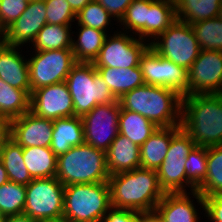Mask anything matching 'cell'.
I'll return each instance as SVG.
<instances>
[{
    "label": "cell",
    "mask_w": 222,
    "mask_h": 222,
    "mask_svg": "<svg viewBox=\"0 0 222 222\" xmlns=\"http://www.w3.org/2000/svg\"><path fill=\"white\" fill-rule=\"evenodd\" d=\"M138 222H163V219L156 211L143 212L138 214Z\"/></svg>",
    "instance_id": "cell-43"
},
{
    "label": "cell",
    "mask_w": 222,
    "mask_h": 222,
    "mask_svg": "<svg viewBox=\"0 0 222 222\" xmlns=\"http://www.w3.org/2000/svg\"><path fill=\"white\" fill-rule=\"evenodd\" d=\"M26 203V185L8 181L0 186V210L8 216L20 215Z\"/></svg>",
    "instance_id": "cell-35"
},
{
    "label": "cell",
    "mask_w": 222,
    "mask_h": 222,
    "mask_svg": "<svg viewBox=\"0 0 222 222\" xmlns=\"http://www.w3.org/2000/svg\"><path fill=\"white\" fill-rule=\"evenodd\" d=\"M64 188L56 177L33 179L26 185L23 214L37 222L62 219Z\"/></svg>",
    "instance_id": "cell-7"
},
{
    "label": "cell",
    "mask_w": 222,
    "mask_h": 222,
    "mask_svg": "<svg viewBox=\"0 0 222 222\" xmlns=\"http://www.w3.org/2000/svg\"><path fill=\"white\" fill-rule=\"evenodd\" d=\"M150 47L161 57L185 67L187 70L197 59L201 48L190 24L176 20L158 35Z\"/></svg>",
    "instance_id": "cell-9"
},
{
    "label": "cell",
    "mask_w": 222,
    "mask_h": 222,
    "mask_svg": "<svg viewBox=\"0 0 222 222\" xmlns=\"http://www.w3.org/2000/svg\"><path fill=\"white\" fill-rule=\"evenodd\" d=\"M6 216L3 214V212L0 210V222H5Z\"/></svg>",
    "instance_id": "cell-49"
},
{
    "label": "cell",
    "mask_w": 222,
    "mask_h": 222,
    "mask_svg": "<svg viewBox=\"0 0 222 222\" xmlns=\"http://www.w3.org/2000/svg\"><path fill=\"white\" fill-rule=\"evenodd\" d=\"M180 129L181 126L158 127L140 146L141 168L157 170L166 157L171 138Z\"/></svg>",
    "instance_id": "cell-22"
},
{
    "label": "cell",
    "mask_w": 222,
    "mask_h": 222,
    "mask_svg": "<svg viewBox=\"0 0 222 222\" xmlns=\"http://www.w3.org/2000/svg\"><path fill=\"white\" fill-rule=\"evenodd\" d=\"M112 208L108 182L66 185L63 217L69 222H102Z\"/></svg>",
    "instance_id": "cell-5"
},
{
    "label": "cell",
    "mask_w": 222,
    "mask_h": 222,
    "mask_svg": "<svg viewBox=\"0 0 222 222\" xmlns=\"http://www.w3.org/2000/svg\"><path fill=\"white\" fill-rule=\"evenodd\" d=\"M92 0H67L72 10L77 14Z\"/></svg>",
    "instance_id": "cell-44"
},
{
    "label": "cell",
    "mask_w": 222,
    "mask_h": 222,
    "mask_svg": "<svg viewBox=\"0 0 222 222\" xmlns=\"http://www.w3.org/2000/svg\"><path fill=\"white\" fill-rule=\"evenodd\" d=\"M208 147L195 146L186 158L187 180L197 189L205 180L207 173Z\"/></svg>",
    "instance_id": "cell-37"
},
{
    "label": "cell",
    "mask_w": 222,
    "mask_h": 222,
    "mask_svg": "<svg viewBox=\"0 0 222 222\" xmlns=\"http://www.w3.org/2000/svg\"><path fill=\"white\" fill-rule=\"evenodd\" d=\"M116 32V33H115ZM121 30L108 35L100 50L95 67L129 68L140 64V58L150 47L148 41Z\"/></svg>",
    "instance_id": "cell-11"
},
{
    "label": "cell",
    "mask_w": 222,
    "mask_h": 222,
    "mask_svg": "<svg viewBox=\"0 0 222 222\" xmlns=\"http://www.w3.org/2000/svg\"><path fill=\"white\" fill-rule=\"evenodd\" d=\"M121 105L117 99L108 104L96 105L82 117L84 142L106 152L119 134Z\"/></svg>",
    "instance_id": "cell-12"
},
{
    "label": "cell",
    "mask_w": 222,
    "mask_h": 222,
    "mask_svg": "<svg viewBox=\"0 0 222 222\" xmlns=\"http://www.w3.org/2000/svg\"><path fill=\"white\" fill-rule=\"evenodd\" d=\"M8 137H9V134H0V150H1L3 141Z\"/></svg>",
    "instance_id": "cell-48"
},
{
    "label": "cell",
    "mask_w": 222,
    "mask_h": 222,
    "mask_svg": "<svg viewBox=\"0 0 222 222\" xmlns=\"http://www.w3.org/2000/svg\"><path fill=\"white\" fill-rule=\"evenodd\" d=\"M106 163L110 175L140 168V146L119 133L106 151Z\"/></svg>",
    "instance_id": "cell-20"
},
{
    "label": "cell",
    "mask_w": 222,
    "mask_h": 222,
    "mask_svg": "<svg viewBox=\"0 0 222 222\" xmlns=\"http://www.w3.org/2000/svg\"><path fill=\"white\" fill-rule=\"evenodd\" d=\"M9 178L3 163L0 161V186L8 182Z\"/></svg>",
    "instance_id": "cell-47"
},
{
    "label": "cell",
    "mask_w": 222,
    "mask_h": 222,
    "mask_svg": "<svg viewBox=\"0 0 222 222\" xmlns=\"http://www.w3.org/2000/svg\"><path fill=\"white\" fill-rule=\"evenodd\" d=\"M222 0H175L177 20L192 24L216 18Z\"/></svg>",
    "instance_id": "cell-28"
},
{
    "label": "cell",
    "mask_w": 222,
    "mask_h": 222,
    "mask_svg": "<svg viewBox=\"0 0 222 222\" xmlns=\"http://www.w3.org/2000/svg\"><path fill=\"white\" fill-rule=\"evenodd\" d=\"M71 29V26L46 24L31 43L32 50L71 49L72 34H75Z\"/></svg>",
    "instance_id": "cell-30"
},
{
    "label": "cell",
    "mask_w": 222,
    "mask_h": 222,
    "mask_svg": "<svg viewBox=\"0 0 222 222\" xmlns=\"http://www.w3.org/2000/svg\"><path fill=\"white\" fill-rule=\"evenodd\" d=\"M145 84L168 87L182 97L189 95L188 70L157 54L149 47L139 64Z\"/></svg>",
    "instance_id": "cell-13"
},
{
    "label": "cell",
    "mask_w": 222,
    "mask_h": 222,
    "mask_svg": "<svg viewBox=\"0 0 222 222\" xmlns=\"http://www.w3.org/2000/svg\"><path fill=\"white\" fill-rule=\"evenodd\" d=\"M100 3L107 12L114 18L113 20L117 21V23L121 20V18L125 15L127 7L134 0H95Z\"/></svg>",
    "instance_id": "cell-41"
},
{
    "label": "cell",
    "mask_w": 222,
    "mask_h": 222,
    "mask_svg": "<svg viewBox=\"0 0 222 222\" xmlns=\"http://www.w3.org/2000/svg\"><path fill=\"white\" fill-rule=\"evenodd\" d=\"M116 99L145 84L140 66L129 68L95 67Z\"/></svg>",
    "instance_id": "cell-23"
},
{
    "label": "cell",
    "mask_w": 222,
    "mask_h": 222,
    "mask_svg": "<svg viewBox=\"0 0 222 222\" xmlns=\"http://www.w3.org/2000/svg\"><path fill=\"white\" fill-rule=\"evenodd\" d=\"M3 42V33L0 31V43Z\"/></svg>",
    "instance_id": "cell-52"
},
{
    "label": "cell",
    "mask_w": 222,
    "mask_h": 222,
    "mask_svg": "<svg viewBox=\"0 0 222 222\" xmlns=\"http://www.w3.org/2000/svg\"><path fill=\"white\" fill-rule=\"evenodd\" d=\"M201 50L222 51V19L219 17L190 24Z\"/></svg>",
    "instance_id": "cell-34"
},
{
    "label": "cell",
    "mask_w": 222,
    "mask_h": 222,
    "mask_svg": "<svg viewBox=\"0 0 222 222\" xmlns=\"http://www.w3.org/2000/svg\"><path fill=\"white\" fill-rule=\"evenodd\" d=\"M53 120L39 117L31 111L10 120L9 137L23 148L50 147Z\"/></svg>",
    "instance_id": "cell-16"
},
{
    "label": "cell",
    "mask_w": 222,
    "mask_h": 222,
    "mask_svg": "<svg viewBox=\"0 0 222 222\" xmlns=\"http://www.w3.org/2000/svg\"><path fill=\"white\" fill-rule=\"evenodd\" d=\"M111 205L117 209L153 212L165 192L160 187L156 170L137 168L110 175Z\"/></svg>",
    "instance_id": "cell-1"
},
{
    "label": "cell",
    "mask_w": 222,
    "mask_h": 222,
    "mask_svg": "<svg viewBox=\"0 0 222 222\" xmlns=\"http://www.w3.org/2000/svg\"><path fill=\"white\" fill-rule=\"evenodd\" d=\"M74 105V115L83 117L96 105L116 101L93 63L77 62L65 79Z\"/></svg>",
    "instance_id": "cell-6"
},
{
    "label": "cell",
    "mask_w": 222,
    "mask_h": 222,
    "mask_svg": "<svg viewBox=\"0 0 222 222\" xmlns=\"http://www.w3.org/2000/svg\"><path fill=\"white\" fill-rule=\"evenodd\" d=\"M119 103L158 127L181 126L182 96L171 88L144 84L124 94Z\"/></svg>",
    "instance_id": "cell-3"
},
{
    "label": "cell",
    "mask_w": 222,
    "mask_h": 222,
    "mask_svg": "<svg viewBox=\"0 0 222 222\" xmlns=\"http://www.w3.org/2000/svg\"><path fill=\"white\" fill-rule=\"evenodd\" d=\"M30 98V111L39 117L54 120L75 116L65 81L33 90Z\"/></svg>",
    "instance_id": "cell-15"
},
{
    "label": "cell",
    "mask_w": 222,
    "mask_h": 222,
    "mask_svg": "<svg viewBox=\"0 0 222 222\" xmlns=\"http://www.w3.org/2000/svg\"><path fill=\"white\" fill-rule=\"evenodd\" d=\"M148 16L149 0H134L119 21V24L123 26L121 31L130 32L133 35L135 33L136 37L148 41Z\"/></svg>",
    "instance_id": "cell-32"
},
{
    "label": "cell",
    "mask_w": 222,
    "mask_h": 222,
    "mask_svg": "<svg viewBox=\"0 0 222 222\" xmlns=\"http://www.w3.org/2000/svg\"><path fill=\"white\" fill-rule=\"evenodd\" d=\"M23 158L33 179L56 176L57 156L50 147L23 148Z\"/></svg>",
    "instance_id": "cell-26"
},
{
    "label": "cell",
    "mask_w": 222,
    "mask_h": 222,
    "mask_svg": "<svg viewBox=\"0 0 222 222\" xmlns=\"http://www.w3.org/2000/svg\"><path fill=\"white\" fill-rule=\"evenodd\" d=\"M189 95L222 93V51L201 50L188 69Z\"/></svg>",
    "instance_id": "cell-14"
},
{
    "label": "cell",
    "mask_w": 222,
    "mask_h": 222,
    "mask_svg": "<svg viewBox=\"0 0 222 222\" xmlns=\"http://www.w3.org/2000/svg\"><path fill=\"white\" fill-rule=\"evenodd\" d=\"M47 24L45 0H31L20 17L3 32V42L23 47Z\"/></svg>",
    "instance_id": "cell-17"
},
{
    "label": "cell",
    "mask_w": 222,
    "mask_h": 222,
    "mask_svg": "<svg viewBox=\"0 0 222 222\" xmlns=\"http://www.w3.org/2000/svg\"><path fill=\"white\" fill-rule=\"evenodd\" d=\"M111 18L113 19L107 10L95 0L90 1L76 14V21L78 25H84L108 33V30L110 29L108 26L112 21Z\"/></svg>",
    "instance_id": "cell-36"
},
{
    "label": "cell",
    "mask_w": 222,
    "mask_h": 222,
    "mask_svg": "<svg viewBox=\"0 0 222 222\" xmlns=\"http://www.w3.org/2000/svg\"><path fill=\"white\" fill-rule=\"evenodd\" d=\"M46 222H69L65 219L55 220V221H46Z\"/></svg>",
    "instance_id": "cell-51"
},
{
    "label": "cell",
    "mask_w": 222,
    "mask_h": 222,
    "mask_svg": "<svg viewBox=\"0 0 222 222\" xmlns=\"http://www.w3.org/2000/svg\"><path fill=\"white\" fill-rule=\"evenodd\" d=\"M138 214L137 211L112 207L102 222H138Z\"/></svg>",
    "instance_id": "cell-42"
},
{
    "label": "cell",
    "mask_w": 222,
    "mask_h": 222,
    "mask_svg": "<svg viewBox=\"0 0 222 222\" xmlns=\"http://www.w3.org/2000/svg\"><path fill=\"white\" fill-rule=\"evenodd\" d=\"M196 146L190 136L181 128L172 138L162 164L156 170L160 187L165 193L191 192L196 188L187 180L186 158Z\"/></svg>",
    "instance_id": "cell-8"
},
{
    "label": "cell",
    "mask_w": 222,
    "mask_h": 222,
    "mask_svg": "<svg viewBox=\"0 0 222 222\" xmlns=\"http://www.w3.org/2000/svg\"><path fill=\"white\" fill-rule=\"evenodd\" d=\"M29 0H0V31L3 33L25 11Z\"/></svg>",
    "instance_id": "cell-39"
},
{
    "label": "cell",
    "mask_w": 222,
    "mask_h": 222,
    "mask_svg": "<svg viewBox=\"0 0 222 222\" xmlns=\"http://www.w3.org/2000/svg\"><path fill=\"white\" fill-rule=\"evenodd\" d=\"M5 222H37V221L33 220L32 218H30L25 214H20V215L6 217Z\"/></svg>",
    "instance_id": "cell-45"
},
{
    "label": "cell",
    "mask_w": 222,
    "mask_h": 222,
    "mask_svg": "<svg viewBox=\"0 0 222 222\" xmlns=\"http://www.w3.org/2000/svg\"><path fill=\"white\" fill-rule=\"evenodd\" d=\"M219 18L222 19V2L220 4V9H219V15H218Z\"/></svg>",
    "instance_id": "cell-50"
},
{
    "label": "cell",
    "mask_w": 222,
    "mask_h": 222,
    "mask_svg": "<svg viewBox=\"0 0 222 222\" xmlns=\"http://www.w3.org/2000/svg\"><path fill=\"white\" fill-rule=\"evenodd\" d=\"M47 24L72 26L76 13L67 0H45Z\"/></svg>",
    "instance_id": "cell-38"
},
{
    "label": "cell",
    "mask_w": 222,
    "mask_h": 222,
    "mask_svg": "<svg viewBox=\"0 0 222 222\" xmlns=\"http://www.w3.org/2000/svg\"><path fill=\"white\" fill-rule=\"evenodd\" d=\"M190 195L196 199L200 209L205 211L204 197L197 190L165 193L158 202L155 211L163 219V222H198L200 219L199 210L196 209L194 199H191Z\"/></svg>",
    "instance_id": "cell-18"
},
{
    "label": "cell",
    "mask_w": 222,
    "mask_h": 222,
    "mask_svg": "<svg viewBox=\"0 0 222 222\" xmlns=\"http://www.w3.org/2000/svg\"><path fill=\"white\" fill-rule=\"evenodd\" d=\"M196 190L202 197L222 193V145L208 147L206 178Z\"/></svg>",
    "instance_id": "cell-33"
},
{
    "label": "cell",
    "mask_w": 222,
    "mask_h": 222,
    "mask_svg": "<svg viewBox=\"0 0 222 222\" xmlns=\"http://www.w3.org/2000/svg\"><path fill=\"white\" fill-rule=\"evenodd\" d=\"M84 143L82 117L71 116L53 120L50 149L58 157L72 147Z\"/></svg>",
    "instance_id": "cell-21"
},
{
    "label": "cell",
    "mask_w": 222,
    "mask_h": 222,
    "mask_svg": "<svg viewBox=\"0 0 222 222\" xmlns=\"http://www.w3.org/2000/svg\"><path fill=\"white\" fill-rule=\"evenodd\" d=\"M28 58L30 91L65 81L77 63L72 49L34 51Z\"/></svg>",
    "instance_id": "cell-10"
},
{
    "label": "cell",
    "mask_w": 222,
    "mask_h": 222,
    "mask_svg": "<svg viewBox=\"0 0 222 222\" xmlns=\"http://www.w3.org/2000/svg\"><path fill=\"white\" fill-rule=\"evenodd\" d=\"M176 20L175 0H149L148 43L166 31Z\"/></svg>",
    "instance_id": "cell-29"
},
{
    "label": "cell",
    "mask_w": 222,
    "mask_h": 222,
    "mask_svg": "<svg viewBox=\"0 0 222 222\" xmlns=\"http://www.w3.org/2000/svg\"><path fill=\"white\" fill-rule=\"evenodd\" d=\"M10 121L0 113V134H9Z\"/></svg>",
    "instance_id": "cell-46"
},
{
    "label": "cell",
    "mask_w": 222,
    "mask_h": 222,
    "mask_svg": "<svg viewBox=\"0 0 222 222\" xmlns=\"http://www.w3.org/2000/svg\"><path fill=\"white\" fill-rule=\"evenodd\" d=\"M181 128L196 146L222 145V93L183 96Z\"/></svg>",
    "instance_id": "cell-2"
},
{
    "label": "cell",
    "mask_w": 222,
    "mask_h": 222,
    "mask_svg": "<svg viewBox=\"0 0 222 222\" xmlns=\"http://www.w3.org/2000/svg\"><path fill=\"white\" fill-rule=\"evenodd\" d=\"M77 40L72 35L71 49L77 62L93 63L108 36L107 32L78 25ZM79 33V34H78ZM76 40V41H75Z\"/></svg>",
    "instance_id": "cell-24"
},
{
    "label": "cell",
    "mask_w": 222,
    "mask_h": 222,
    "mask_svg": "<svg viewBox=\"0 0 222 222\" xmlns=\"http://www.w3.org/2000/svg\"><path fill=\"white\" fill-rule=\"evenodd\" d=\"M31 91L14 88L0 79V113L9 121L30 111Z\"/></svg>",
    "instance_id": "cell-31"
},
{
    "label": "cell",
    "mask_w": 222,
    "mask_h": 222,
    "mask_svg": "<svg viewBox=\"0 0 222 222\" xmlns=\"http://www.w3.org/2000/svg\"><path fill=\"white\" fill-rule=\"evenodd\" d=\"M119 133L141 146L158 128L152 121L139 113L121 109L119 114Z\"/></svg>",
    "instance_id": "cell-27"
},
{
    "label": "cell",
    "mask_w": 222,
    "mask_h": 222,
    "mask_svg": "<svg viewBox=\"0 0 222 222\" xmlns=\"http://www.w3.org/2000/svg\"><path fill=\"white\" fill-rule=\"evenodd\" d=\"M19 49L20 46L0 43V79L14 88L30 91L28 59Z\"/></svg>",
    "instance_id": "cell-19"
},
{
    "label": "cell",
    "mask_w": 222,
    "mask_h": 222,
    "mask_svg": "<svg viewBox=\"0 0 222 222\" xmlns=\"http://www.w3.org/2000/svg\"><path fill=\"white\" fill-rule=\"evenodd\" d=\"M0 161L3 163L9 181L27 185L33 180L23 158V147L10 137L1 146Z\"/></svg>",
    "instance_id": "cell-25"
},
{
    "label": "cell",
    "mask_w": 222,
    "mask_h": 222,
    "mask_svg": "<svg viewBox=\"0 0 222 222\" xmlns=\"http://www.w3.org/2000/svg\"><path fill=\"white\" fill-rule=\"evenodd\" d=\"M64 186L108 182L106 152L83 143L57 157L55 176Z\"/></svg>",
    "instance_id": "cell-4"
},
{
    "label": "cell",
    "mask_w": 222,
    "mask_h": 222,
    "mask_svg": "<svg viewBox=\"0 0 222 222\" xmlns=\"http://www.w3.org/2000/svg\"><path fill=\"white\" fill-rule=\"evenodd\" d=\"M206 218L212 222H222V193L204 197Z\"/></svg>",
    "instance_id": "cell-40"
}]
</instances>
